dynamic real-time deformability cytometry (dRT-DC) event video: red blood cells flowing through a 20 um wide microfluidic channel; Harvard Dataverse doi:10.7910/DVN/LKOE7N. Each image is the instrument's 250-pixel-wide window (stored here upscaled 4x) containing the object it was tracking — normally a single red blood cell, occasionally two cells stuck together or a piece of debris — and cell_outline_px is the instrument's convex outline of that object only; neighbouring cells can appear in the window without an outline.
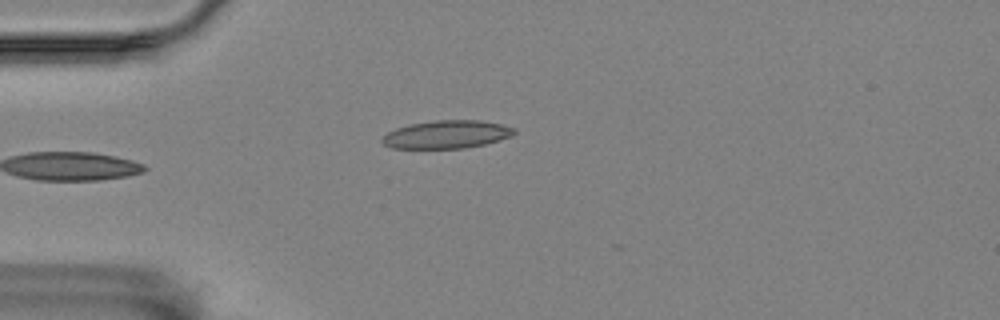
{"species": "Egyptian fruit bat (a non-hibernating species)", "species_latin": "Rousettus aegyptiacus", "temperature_condition": "room temperature", "stored_images_in_passage": 13, "camera_frame_rate_fps": 3000, "um_per_image_px": 0.085, "animal": {"sex": "female"}, "frame": {"image": 1, "passage_image": 1, "time_ms": 0.0, "image_size_px": [1000, 320], "cell_outline_px": [[516, 132], [512, 136], [484, 144], [464, 148], [392, 148], [384, 144], [380, 140], [388, 132], [396, 128], [408, 124], [436, 120], [480, 120], [500, 124], [512, 128]], "centroid_in_image_um": [37.94, 11.42], "position_along_channel_um": 47.1, "area_um2": 21.39}}
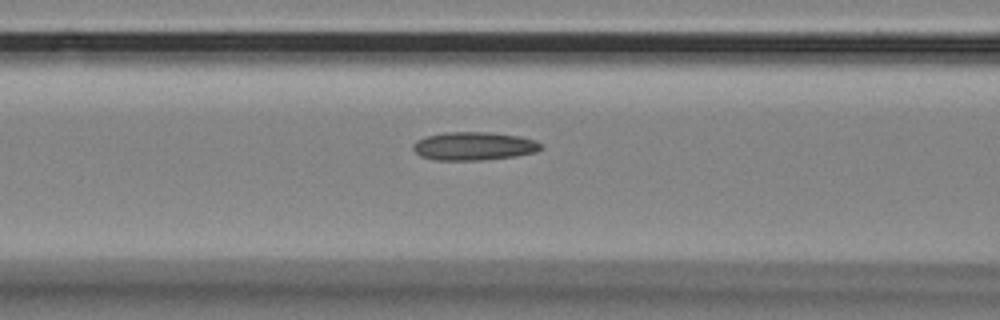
{"frame": {"image": 2, "passage_image": 9, "time_ms": 2.667, "image_size_px": [1000, 320], "cell_outline_px": [[544, 148], [536, 152], [516, 156], [484, 160], [436, 160], [420, 156], [412, 148], [412, 144], [416, 140], [428, 136], [444, 132], [488, 132], [520, 136], [536, 140], [544, 144]], "centroid_in_image_um": [40.32, 12.42], "position_along_channel_um": 126.3, "area_um2": 21.33}}
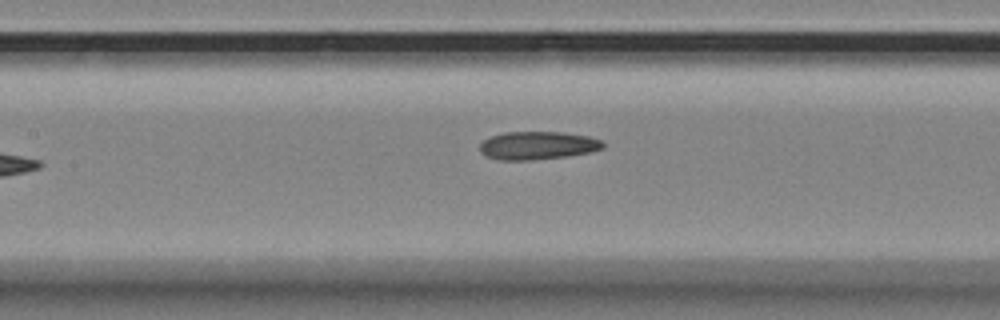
{"frame": {"image": 3, "passage_image": 12, "time_ms": 3.667, "image_size_px": [1000, 320], "cell_outline_px": [[604, 148], [588, 152], [568, 156], [532, 160], [496, 160], [480, 152], [480, 144], [484, 140], [492, 136], [504, 132], [564, 132], [588, 136], [604, 140]], "centroid_in_image_um": [45.72, 12.36], "position_along_channel_um": 161.7, "area_um2": 20.23}}